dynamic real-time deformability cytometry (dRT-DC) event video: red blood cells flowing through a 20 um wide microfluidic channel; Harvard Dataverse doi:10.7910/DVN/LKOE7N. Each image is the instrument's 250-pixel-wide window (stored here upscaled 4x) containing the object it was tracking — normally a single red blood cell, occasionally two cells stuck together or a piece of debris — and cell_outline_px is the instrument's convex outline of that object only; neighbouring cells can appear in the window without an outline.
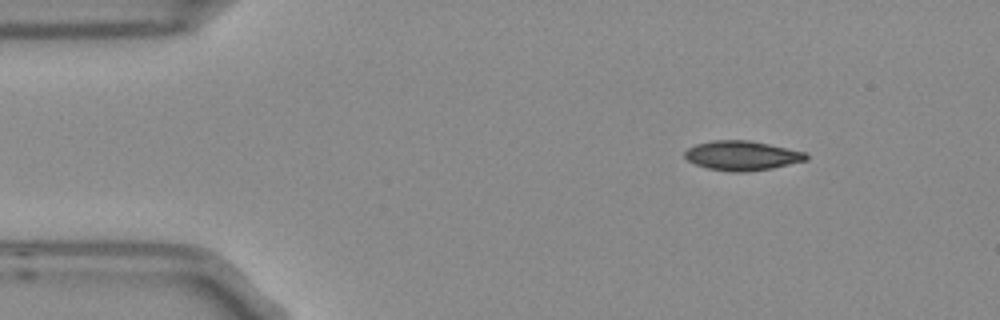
{"species": "Egyptian fruit bat (a non-hibernating species)", "species_latin": "Rousettus aegyptiacus", "temperature_condition": "room temperature", "stored_images_in_passage": 5, "camera_frame_rate_fps": 3000, "um_per_image_px": 0.085, "frame": {"image": 1, "passage_image": 1, "time_ms": 0.0, "image_size_px": [1000, 320], "cell_outline_px": [[808, 160], [772, 168], [740, 172], [732, 172], [708, 168], [696, 164], [688, 160], [684, 156], [684, 152], [688, 148], [696, 144], [712, 140], [748, 140], [768, 144], [804, 152], [808, 156]], "centroid_in_image_um": [63.05, 13.22], "position_along_channel_um": 21.9, "area_um2": 20.63}}
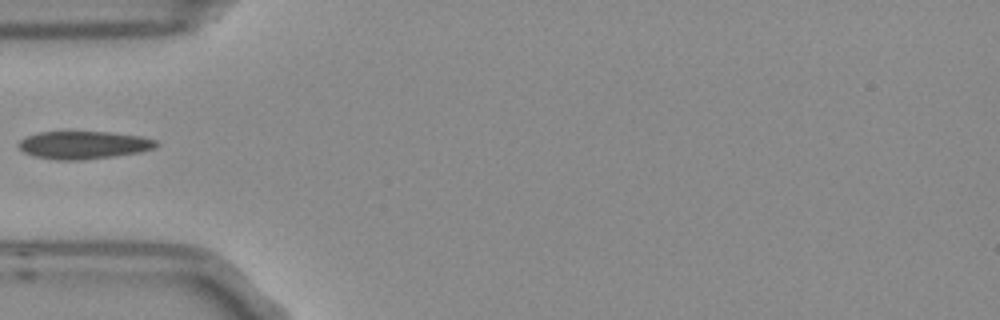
{"frame": {"image": 2, "passage_image": 4, "time_ms": 1.0, "image_size_px": [1000, 320], "cell_outline_px": [[160, 144], [152, 148], [140, 152], [84, 160], [56, 160], [36, 156], [24, 152], [16, 144], [20, 140], [28, 136], [40, 132], [108, 132], [140, 136], [156, 140]], "centroid_in_image_um": [7.1, 12.33], "position_along_channel_um": 77.9, "area_um2": 22.08}}
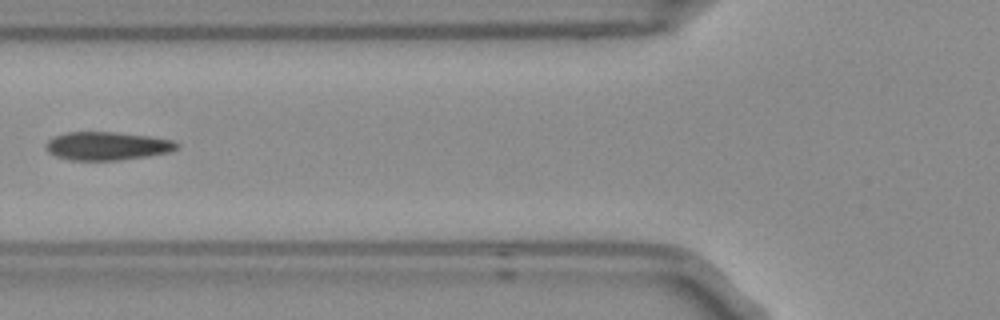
{"frame": {"image": 3, "passage_image": 5, "time_ms": 1.333, "image_size_px": [1000, 320], "cell_outline_px": [[180, 144], [176, 148], [168, 152], [144, 156], [116, 160], [68, 160], [56, 156], [48, 152], [44, 144], [48, 140], [56, 136], [68, 132], [112, 132], [148, 136], [172, 140]], "centroid_in_image_um": [9.05, 12.4], "position_along_channel_um": 116.7, "area_um2": 21.27}}